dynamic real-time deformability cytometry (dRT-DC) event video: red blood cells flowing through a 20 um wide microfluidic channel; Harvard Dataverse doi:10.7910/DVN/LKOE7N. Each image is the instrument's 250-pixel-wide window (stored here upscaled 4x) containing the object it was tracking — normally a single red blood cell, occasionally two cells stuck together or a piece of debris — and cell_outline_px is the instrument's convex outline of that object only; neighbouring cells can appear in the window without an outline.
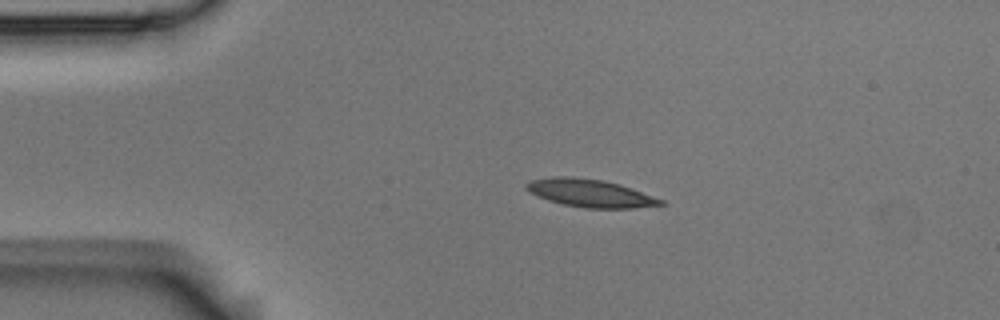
{"species": "Egyptian fruit bat (a non-hibernating species)", "species_latin": "Rousettus aegyptiacus", "temperature_condition": "room temperature", "stored_images_in_passage": 7, "camera_frame_rate_fps": 3000, "um_per_image_px": 0.085, "animal": {"sex": "male"}, "frame": {"image": 1, "passage_image": 3, "time_ms": 0.667, "image_size_px": [1000, 320], "cell_outline_px": [[664, 204], [632, 208], [584, 208], [564, 204], [548, 200], [524, 188], [524, 184], [532, 180], [552, 176], [572, 176], [604, 180], [620, 184], [632, 188], [664, 200]], "centroid_in_image_um": [50.17, 16.4], "position_along_channel_um": 34.8, "area_um2": 21.68}}
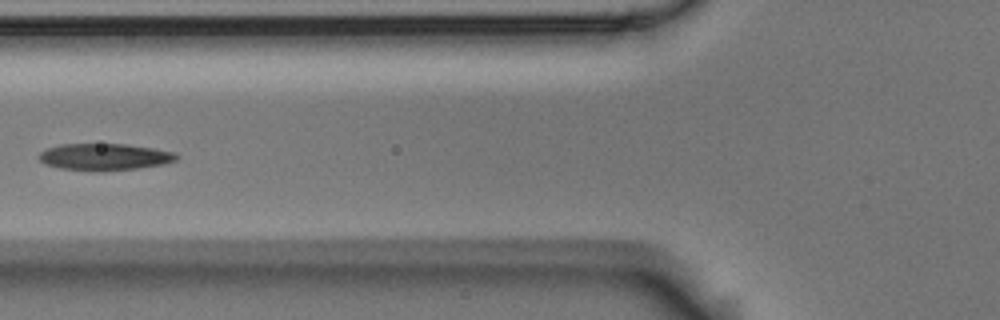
{"frame": {"image": 2, "passage_image": 6, "time_ms": 1.667, "image_size_px": [1000, 320], "cell_outline_px": [[180, 156], [176, 160], [164, 164], [136, 168], [100, 172], [92, 172], [60, 168], [44, 164], [40, 160], [40, 152], [48, 148], [60, 144], [124, 144], [152, 148], [176, 152]], "centroid_in_image_um": [8.89, 13.35], "position_along_channel_um": 116.9, "area_um2": 21.62}}
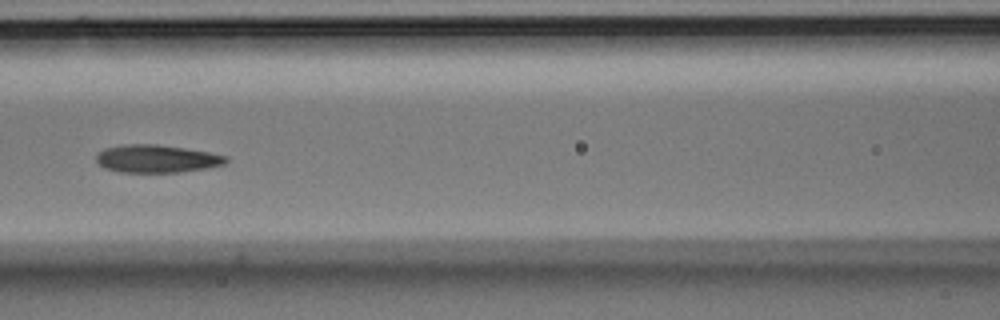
{"frame": {"image": 3, "passage_image": 7, "time_ms": 2.0, "image_size_px": [1000, 320], "cell_outline_px": [[228, 160], [224, 164], [208, 168], [180, 172], [120, 172], [104, 168], [96, 160], [96, 152], [104, 148], [124, 144], [156, 144], [184, 148], [208, 152], [228, 156]], "centroid_in_image_um": [13.3, 13.49], "position_along_channel_um": 153.3, "area_um2": 21.1}}